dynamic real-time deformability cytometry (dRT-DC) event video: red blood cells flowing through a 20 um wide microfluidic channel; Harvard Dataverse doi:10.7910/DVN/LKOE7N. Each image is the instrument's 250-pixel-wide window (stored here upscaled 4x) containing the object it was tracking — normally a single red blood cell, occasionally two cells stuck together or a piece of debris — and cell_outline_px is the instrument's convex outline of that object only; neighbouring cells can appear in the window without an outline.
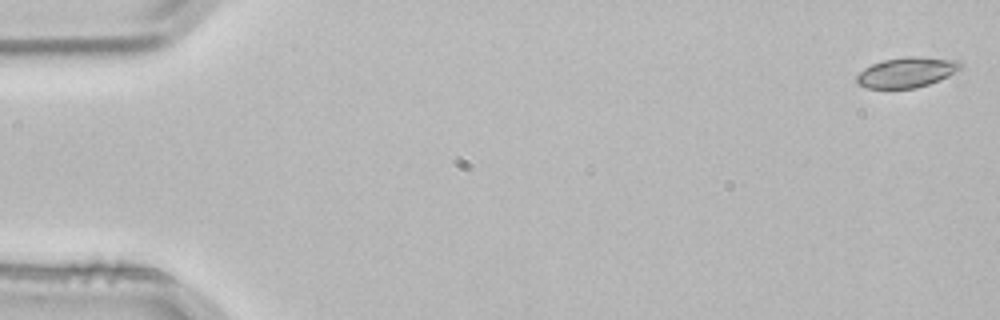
{"species": "common noctule bat (a hibernating species)", "species_latin": "Nyctalus noctula", "temperature_condition": "room temperature", "stored_images_in_passage": 5, "camera_frame_rate_fps": 3000, "um_per_image_px": 0.085, "animal": {"sex": "male", "body_mass_g": 21.5, "forearm_length_mm": 52.0}, "frame": {"image": 1, "passage_image": 1, "time_ms": 0.0, "image_size_px": [1000, 320], "cell_outline_px": [[964, 64], [960, 68], [948, 76], [940, 80], [916, 88], [864, 88], [856, 84], [856, 76], [864, 68], [872, 64], [884, 60], [908, 56], [920, 56], [960, 60]], "centroid_in_image_um": [77.07, 6.14], "position_along_channel_um": 7.9, "area_um2": 18.44}}
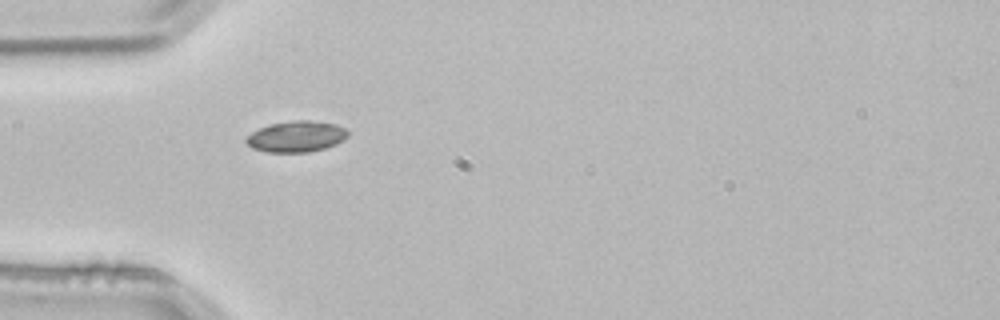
{"frame": {"image": 2, "passage_image": 4, "time_ms": 1.0, "image_size_px": [1000, 320], "cell_outline_px": [[348, 136], [344, 140], [336, 144], [324, 148], [308, 152], [268, 152], [252, 148], [244, 140], [252, 132], [268, 124], [292, 120], [308, 120], [336, 124], [344, 128], [348, 132]], "centroid_in_image_um": [25.19, 11.6], "position_along_channel_um": 59.8, "area_um2": 18.38}}